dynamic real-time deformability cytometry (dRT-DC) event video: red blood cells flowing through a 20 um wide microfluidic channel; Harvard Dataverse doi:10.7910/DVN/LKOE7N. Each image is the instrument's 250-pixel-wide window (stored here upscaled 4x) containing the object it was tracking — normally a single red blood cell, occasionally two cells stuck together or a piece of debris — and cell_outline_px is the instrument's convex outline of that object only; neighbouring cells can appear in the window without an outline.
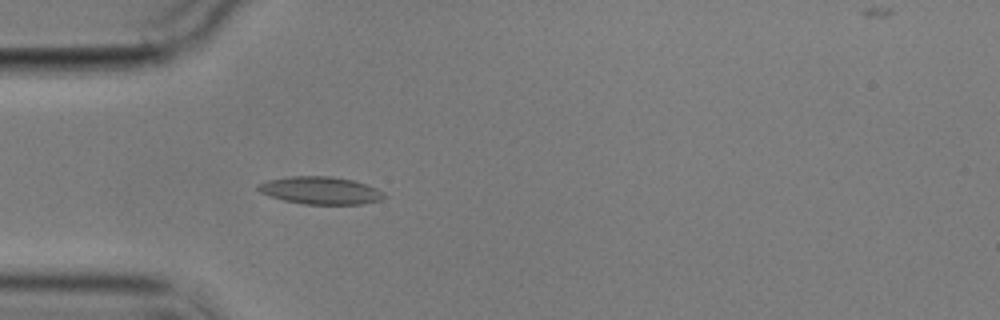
{"species": "common noctule bat (a hibernating species)", "species_latin": "Nyctalus noctula", "temperature_condition": "cold", "stored_images_in_passage": 5, "camera_frame_rate_fps": 3000, "um_per_image_px": 0.085, "animal": {"sex": "male", "body_mass_g": 17.9}, "frame": {"image": 1, "passage_image": 5, "time_ms": 4.667, "image_size_px": [1000, 320], "cell_outline_px": [[388, 196], [380, 200], [364, 204], [304, 204], [284, 200], [260, 192], [256, 188], [256, 184], [268, 180], [288, 176], [332, 176], [352, 180], [376, 188], [384, 192]], "centroid_in_image_um": [27.25, 16.18], "position_along_channel_um": 57.8, "area_um2": 20.23}}